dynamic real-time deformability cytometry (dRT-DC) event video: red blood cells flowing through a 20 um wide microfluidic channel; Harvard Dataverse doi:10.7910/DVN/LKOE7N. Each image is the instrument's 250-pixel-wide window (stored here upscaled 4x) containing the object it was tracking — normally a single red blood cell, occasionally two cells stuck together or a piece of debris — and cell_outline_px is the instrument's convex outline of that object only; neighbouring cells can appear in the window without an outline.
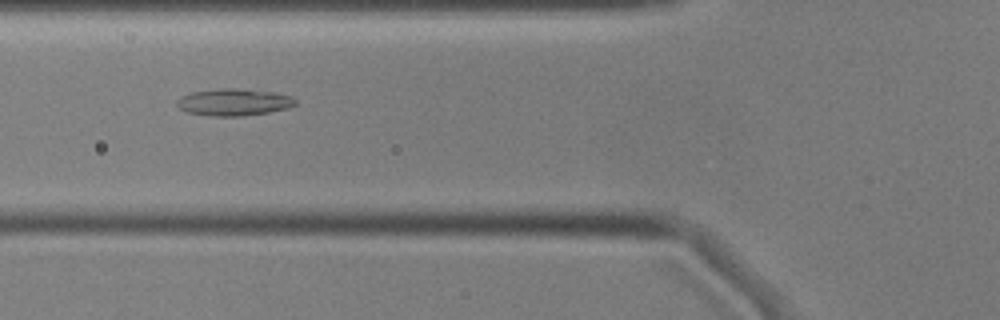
{"species": "common noctule bat (a hibernating species)", "species_latin": "Nyctalus noctula", "temperature_condition": "cold", "stored_images_in_passage": 55, "camera_frame_rate_fps": 3000, "um_per_image_px": 0.085, "animal": {"sex": "male", "body_mass_g": 17.9, "forearm_length_mm": 54.2}, "frame": {"image": 1, "passage_image": 20, "time_ms": 6.333, "image_size_px": [1000, 320], "cell_outline_px": [[296, 104], [288, 108], [268, 112], [244, 116], [212, 116], [188, 112], [180, 108], [176, 104], [176, 100], [192, 92], [220, 88], [240, 88], [276, 92], [292, 96], [296, 100]], "centroid_in_image_um": [19.92, 8.67], "position_along_channel_um": 105.9, "area_um2": 18.67}}
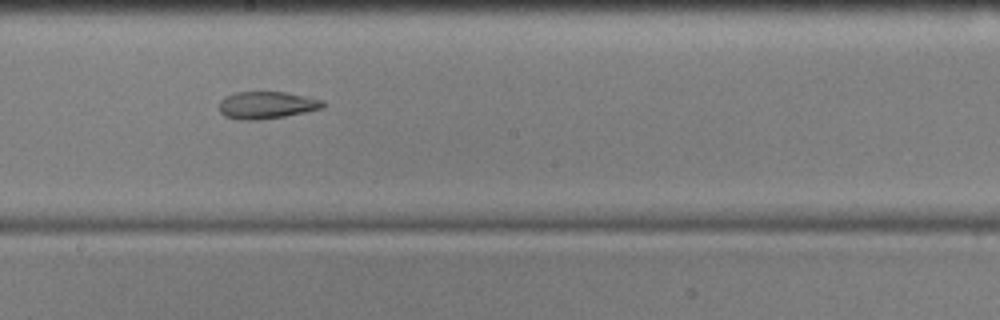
{"frame": {"image": 2, "passage_image": 30, "time_ms": 9.667, "image_size_px": [1000, 320], "cell_outline_px": [[324, 108], [284, 116], [260, 120], [240, 120], [224, 116], [220, 112], [220, 100], [224, 96], [236, 92], [284, 92], [324, 100]], "centroid_in_image_um": [22.64, 8.94], "position_along_channel_um": 225.6, "area_um2": 16.47}}
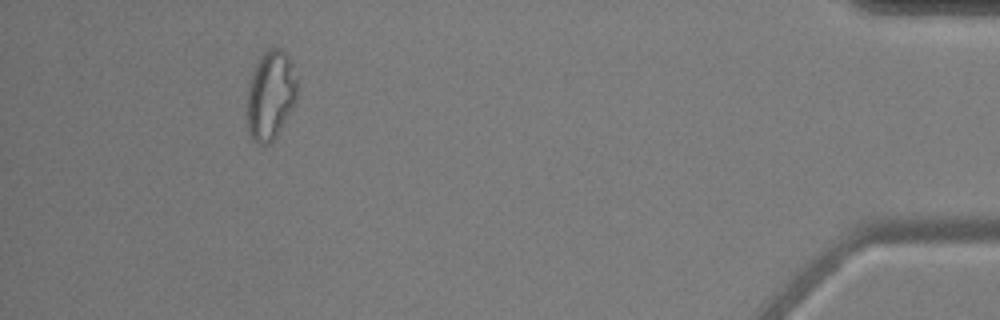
{"frame": {"image": 3, "passage_image": 51, "time_ms": 16.667, "image_size_px": [1000, 320], "cell_outline_px": [[296, 100], [276, 136], [268, 144], [260, 144], [252, 140], [248, 132], [248, 84], [252, 72], [260, 56], [268, 48], [280, 48], [288, 56], [292, 64], [296, 80]], "centroid_in_image_um": [22.98, 8.08], "position_along_channel_um": 412.2, "area_um2": 25.66}, "authors_computed_cell_mechanics": {"area_um2": 19.8832, "velocity_mm_per_s": 3.5759, "shape_relaxation_time_tau1_ms": null, "shape_relaxation_time_tau2_ms": 3.9436, "deformation_change_tau1": null, "deformation_change_tau2": 0.1247}}